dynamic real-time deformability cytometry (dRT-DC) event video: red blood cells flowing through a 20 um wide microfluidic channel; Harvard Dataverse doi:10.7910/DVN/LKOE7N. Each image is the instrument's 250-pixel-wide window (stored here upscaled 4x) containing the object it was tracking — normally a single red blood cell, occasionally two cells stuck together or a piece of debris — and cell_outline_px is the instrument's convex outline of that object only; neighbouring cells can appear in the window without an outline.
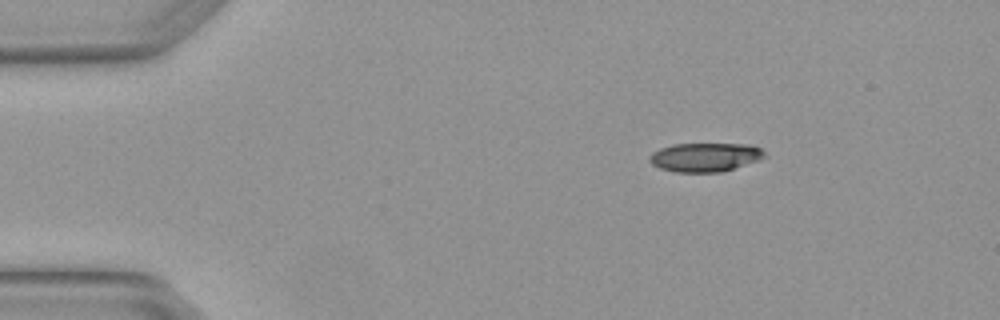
{"species": "Egyptian fruit bat (a non-hibernating species)", "species_latin": "Rousettus aegyptiacus", "temperature_condition": "warm", "stored_images_in_passage": 2, "camera_frame_rate_fps": 3000, "um_per_image_px": 0.085, "animal": {"sex": "female"}, "frame": {"image": 1, "passage_image": 2, "time_ms": 0.333, "image_size_px": [1000, 320], "cell_outline_px": [[768, 156], [720, 172], [676, 172], [660, 168], [652, 164], [648, 160], [648, 156], [652, 152], [660, 148], [672, 144], [744, 144], [760, 148]], "centroid_in_image_um": [59.86, 13.35], "position_along_channel_um": 25.1, "area_um2": 19.13}}